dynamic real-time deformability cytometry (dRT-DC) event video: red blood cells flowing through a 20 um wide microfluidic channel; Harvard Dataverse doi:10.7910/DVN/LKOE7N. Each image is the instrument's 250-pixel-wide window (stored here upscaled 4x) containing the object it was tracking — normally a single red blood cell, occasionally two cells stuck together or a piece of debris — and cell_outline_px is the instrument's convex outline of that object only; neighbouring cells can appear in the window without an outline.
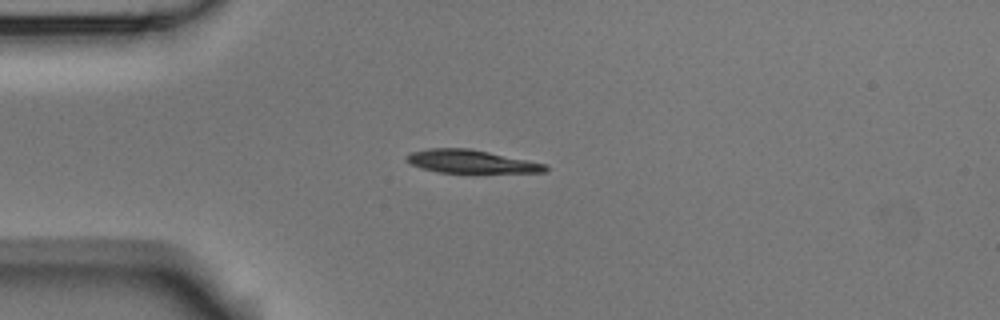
{"species": "Egyptian fruit bat (a non-hibernating species)", "species_latin": "Rousettus aegyptiacus", "temperature_condition": "room temperature", "stored_images_in_passage": 4, "camera_frame_rate_fps": 3000, "um_per_image_px": 0.085, "animal": {"sex": "male"}, "frame": {"image": 1, "passage_image": 1, "time_ms": 0.0, "image_size_px": [1000, 320], "cell_outline_px": [[548, 168], [544, 172], [440, 172], [420, 168], [404, 160], [404, 156], [408, 152], [428, 148], [468, 148], [548, 164]], "centroid_in_image_um": [39.96, 13.71], "position_along_channel_um": 45.0, "area_um2": 18.61}}
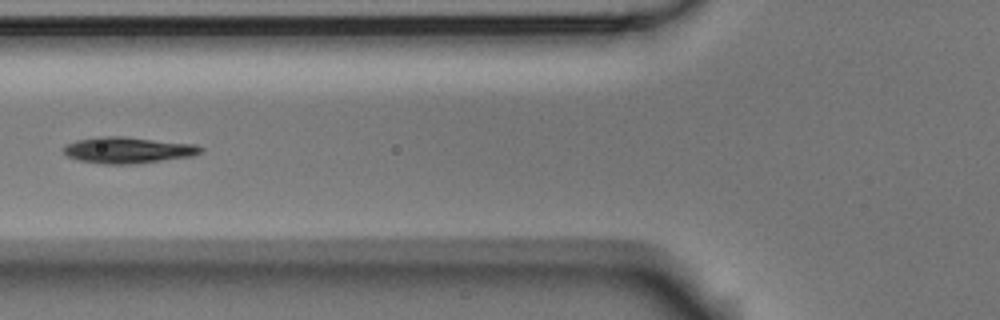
{"frame": {"image": 2, "passage_image": 3, "time_ms": 0.667, "image_size_px": [1000, 320], "cell_outline_px": [[204, 148], [200, 152], [192, 156], [128, 164], [104, 164], [80, 160], [68, 156], [64, 152], [64, 144], [76, 140], [100, 136], [124, 136], [196, 144]], "centroid_in_image_um": [10.86, 12.74], "position_along_channel_um": 114.9, "area_um2": 20.81}}
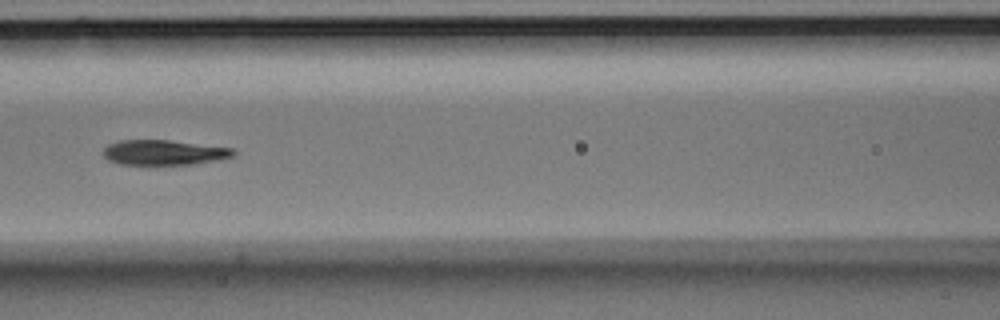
{"frame": {"image": 3, "passage_image": 4, "time_ms": 1.0, "image_size_px": [1000, 320], "cell_outline_px": [[236, 152], [232, 156], [216, 160], [192, 164], [120, 164], [108, 160], [104, 156], [104, 148], [108, 144], [120, 140], [168, 140], [232, 148]], "centroid_in_image_um": [13.9, 12.95], "position_along_channel_um": 152.7, "area_um2": 18.73}}